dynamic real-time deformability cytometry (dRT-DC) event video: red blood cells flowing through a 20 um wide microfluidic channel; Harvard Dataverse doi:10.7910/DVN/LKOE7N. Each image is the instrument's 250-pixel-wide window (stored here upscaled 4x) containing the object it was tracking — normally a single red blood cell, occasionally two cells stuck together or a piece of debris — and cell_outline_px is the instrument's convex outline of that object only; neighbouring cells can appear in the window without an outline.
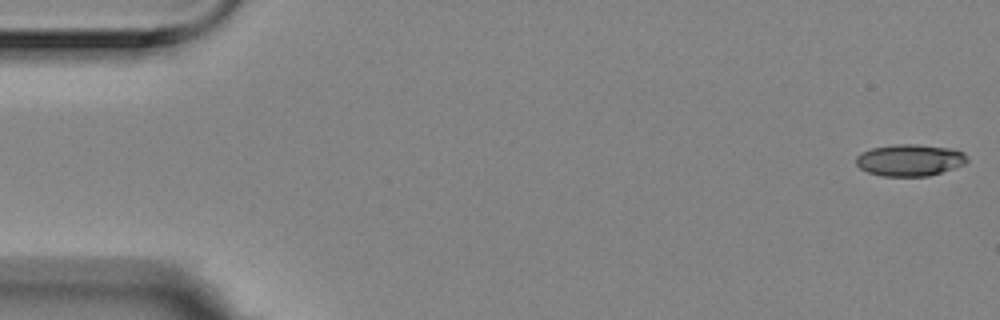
{"species": "Egyptian fruit bat (a non-hibernating species)", "species_latin": "Rousettus aegyptiacus", "temperature_condition": "room temperature", "stored_images_in_passage": 5, "camera_frame_rate_fps": 3000, "um_per_image_px": 0.085, "animal": {"sex": "female"}, "frame": {"image": 1, "passage_image": 1, "time_ms": 0.0, "image_size_px": [1000, 320], "cell_outline_px": [[968, 160], [964, 164], [928, 176], [880, 176], [868, 172], [860, 168], [856, 164], [856, 156], [860, 152], [872, 148], [896, 144], [916, 144], [952, 148], [964, 152]], "centroid_in_image_um": [77.31, 13.6], "position_along_channel_um": 7.7, "area_um2": 20.58}}
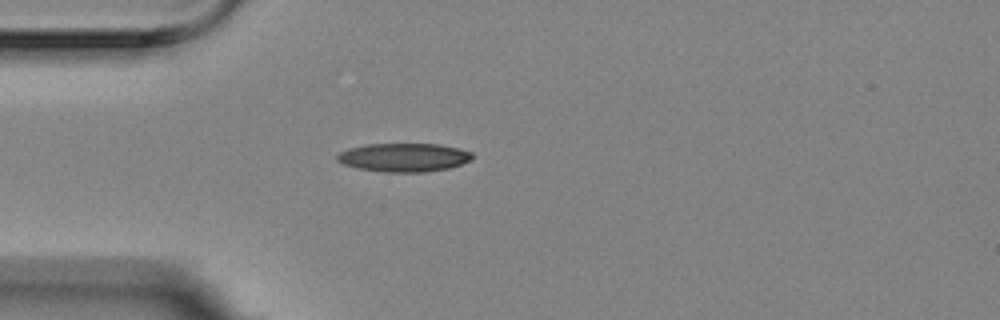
{"frame": {"image": 2, "passage_image": 5, "time_ms": 1.333, "image_size_px": [1000, 320], "cell_outline_px": [[472, 160], [448, 168], [424, 172], [384, 172], [356, 168], [344, 164], [336, 160], [336, 156], [340, 152], [348, 148], [364, 144], [440, 144], [460, 148], [472, 152]], "centroid_in_image_um": [34.31, 13.37], "position_along_channel_um": 50.7, "area_um2": 22.6}}